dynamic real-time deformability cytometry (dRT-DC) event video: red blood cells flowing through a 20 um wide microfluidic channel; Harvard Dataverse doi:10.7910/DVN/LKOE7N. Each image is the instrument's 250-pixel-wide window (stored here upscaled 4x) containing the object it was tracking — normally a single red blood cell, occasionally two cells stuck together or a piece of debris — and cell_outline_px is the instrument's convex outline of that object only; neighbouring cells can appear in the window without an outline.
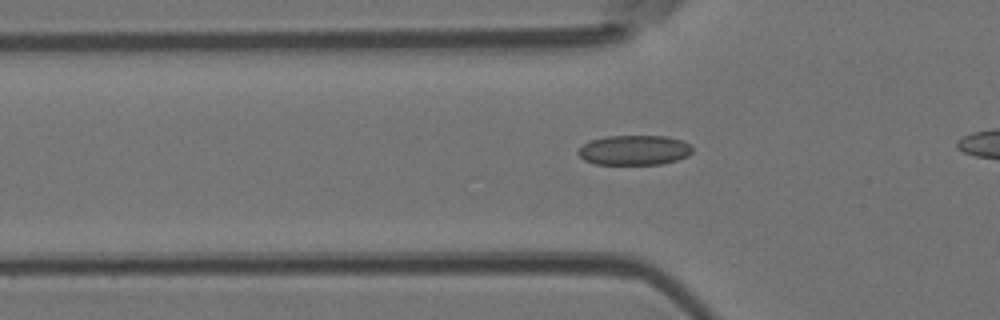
{"species": "Egyptian fruit bat (a non-hibernating species)", "species_latin": "Rousettus aegyptiacus", "temperature_condition": "room temperature", "stored_images_in_passage": 34, "camera_frame_rate_fps": 3000, "um_per_image_px": 0.085, "animal": {"sex": "female"}, "frame": {"image": 1, "passage_image": 8, "time_ms": 2.333, "image_size_px": [1000, 320], "cell_outline_px": [[692, 152], [688, 156], [676, 160], [660, 164], [596, 164], [584, 160], [576, 152], [584, 144], [592, 140], [608, 136], [668, 136], [680, 140], [688, 144], [692, 148]], "centroid_in_image_um": [53.91, 12.76], "position_along_channel_um": 71.9, "area_um2": 19.71}}
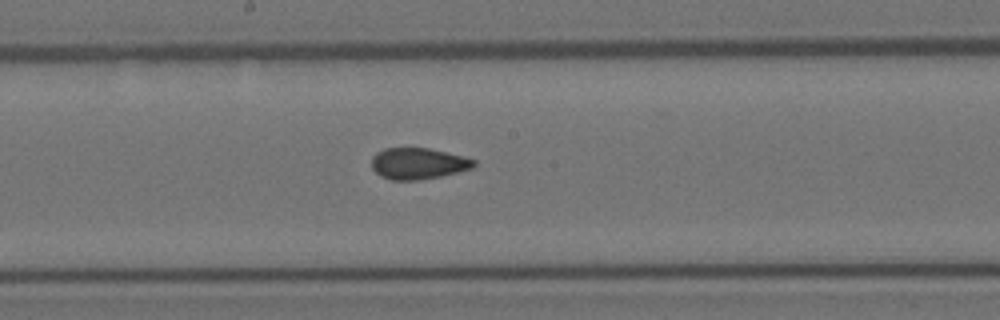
{"frame": {"image": 2, "passage_image": 19, "time_ms": 6.0, "image_size_px": [1000, 320], "cell_outline_px": [[476, 164], [472, 168], [440, 176], [420, 180], [392, 180], [380, 176], [372, 168], [372, 156], [376, 152], [384, 148], [428, 148], [464, 156], [476, 160]], "centroid_in_image_um": [35.53, 13.89], "position_along_channel_um": 212.7, "area_um2": 18.67}}
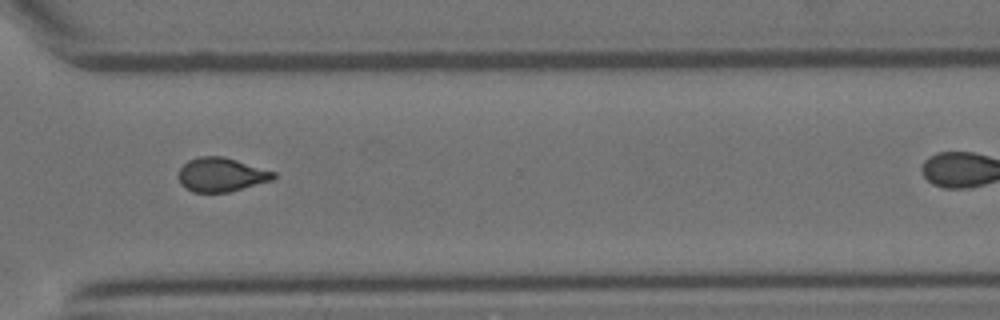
{"frame": {"image": 3, "passage_image": 30, "time_ms": 9.667, "image_size_px": [1000, 320], "cell_outline_px": [[276, 176], [272, 180], [228, 192], [192, 192], [180, 184], [180, 168], [188, 160], [200, 156], [224, 156], [276, 172]], "centroid_in_image_um": [18.81, 14.84], "position_along_channel_um": 351.8, "area_um2": 18.67}}